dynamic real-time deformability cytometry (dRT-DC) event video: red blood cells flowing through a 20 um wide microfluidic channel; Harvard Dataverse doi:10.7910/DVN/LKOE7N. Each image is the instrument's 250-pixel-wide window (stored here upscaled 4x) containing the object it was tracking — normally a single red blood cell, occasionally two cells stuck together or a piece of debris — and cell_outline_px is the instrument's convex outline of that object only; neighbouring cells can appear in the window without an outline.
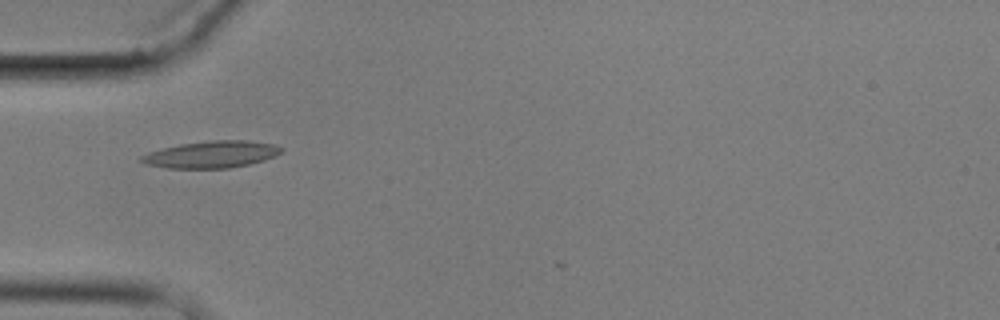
{"species": "common noctule bat (a hibernating species)", "species_latin": "Nyctalus noctula", "temperature_condition": "cold", "stored_images_in_passage": 9, "camera_frame_rate_fps": 3000, "um_per_image_px": 0.085, "animal": {"sex": "male", "body_mass_g": 17.9}, "frame": {"image": 1, "passage_image": 6, "time_ms": 6.0, "image_size_px": [1000, 320], "cell_outline_px": [[284, 148], [276, 156], [264, 160], [248, 164], [228, 168], [168, 168], [144, 164], [140, 160], [140, 156], [148, 152], [180, 144], [208, 140], [248, 140], [276, 144]], "centroid_in_image_um": [17.99, 13.12], "position_along_channel_um": 67.0, "area_um2": 22.02}}
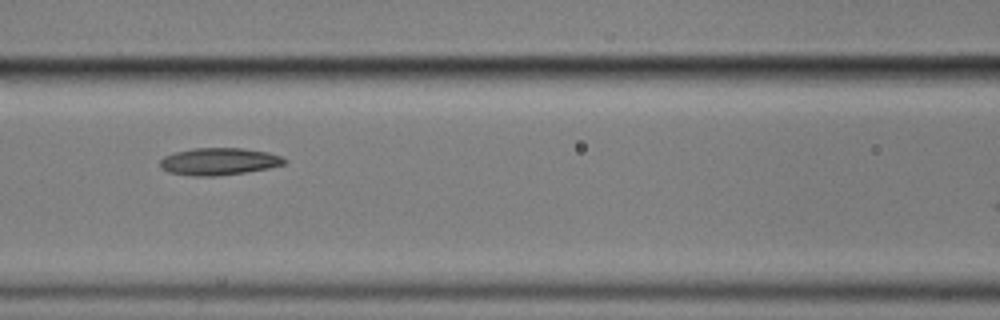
{"frame": {"image": 2, "passage_image": 8, "time_ms": 8.333, "image_size_px": [1000, 320], "cell_outline_px": [[288, 160], [284, 164], [268, 168], [244, 172], [216, 176], [196, 176], [168, 172], [160, 168], [160, 160], [164, 156], [176, 152], [192, 148], [240, 148], [268, 152], [280, 156]], "centroid_in_image_um": [18.59, 13.72], "position_along_channel_um": 148.0, "area_um2": 19.59}}
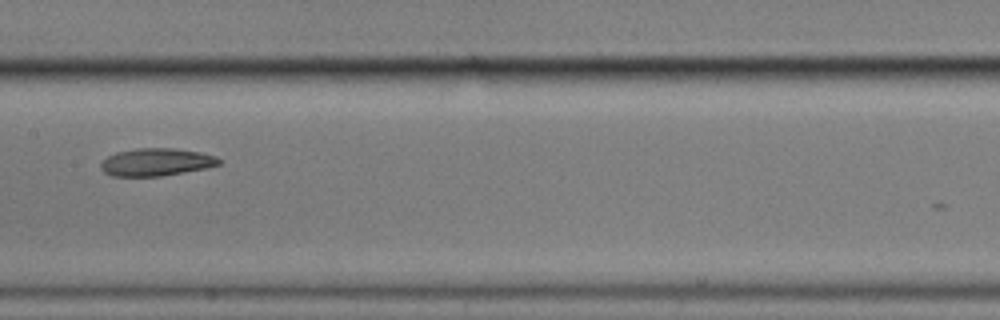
{"frame": {"image": 3, "passage_image": 9, "time_ms": 9.667, "image_size_px": [1000, 320], "cell_outline_px": [[224, 160], [220, 164], [208, 168], [160, 176], [112, 176], [104, 172], [100, 168], [100, 164], [108, 156], [116, 152], [136, 148], [172, 148], [200, 152], [216, 156]], "centroid_in_image_um": [13.31, 13.77], "position_along_channel_um": 194.1, "area_um2": 19.13}}